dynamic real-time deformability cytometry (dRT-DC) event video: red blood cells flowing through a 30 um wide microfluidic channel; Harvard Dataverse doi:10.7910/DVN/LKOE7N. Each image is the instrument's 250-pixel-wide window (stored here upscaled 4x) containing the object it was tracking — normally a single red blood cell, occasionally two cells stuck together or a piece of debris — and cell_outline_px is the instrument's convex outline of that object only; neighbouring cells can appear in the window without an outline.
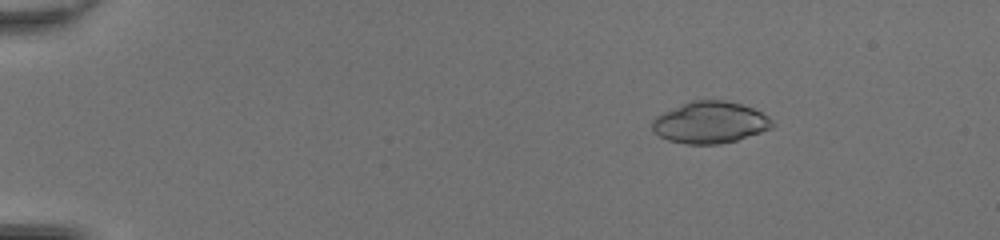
{"species": "common noctule bat (a hibernating species)", "species_latin": "Nyctalus noctula", "temperature_condition": "room temperature", "stored_images_in_passage": 50, "camera_frame_rate_fps": 3000, "um_per_image_px": 0.085, "animal": {"sex": "female", "body_mass_g": 20.0, "forearm_length_mm": 54.0}, "frame": {"image": 1, "passage_image": 9, "time_ms": 2.667, "image_size_px": [1000, 240], "cell_outline_px": [[776, 124], [772, 128], [736, 140], [720, 144], [684, 144], [668, 140], [660, 136], [652, 128], [652, 120], [656, 116], [664, 112], [692, 100], [728, 100], [752, 108], [768, 116]], "centroid_in_image_um": [60.37, 10.41], "position_along_channel_um": 24.6, "area_um2": 29.02}}
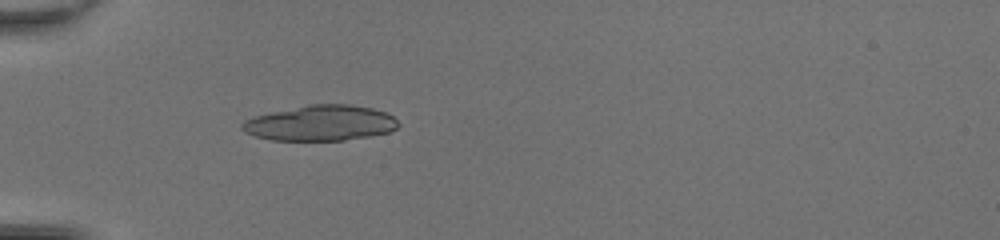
{"frame": {"image": 2, "passage_image": 18, "time_ms": 5.667, "image_size_px": [1000, 240], "cell_outline_px": [[400, 124], [396, 128], [388, 132], [368, 136], [344, 140], [272, 140], [256, 136], [244, 132], [240, 128], [240, 124], [244, 120], [252, 116], [308, 104], [352, 104], [372, 108], [384, 112], [392, 116]], "centroid_in_image_um": [27.2, 10.45], "position_along_channel_um": 57.8, "area_um2": 32.31}}